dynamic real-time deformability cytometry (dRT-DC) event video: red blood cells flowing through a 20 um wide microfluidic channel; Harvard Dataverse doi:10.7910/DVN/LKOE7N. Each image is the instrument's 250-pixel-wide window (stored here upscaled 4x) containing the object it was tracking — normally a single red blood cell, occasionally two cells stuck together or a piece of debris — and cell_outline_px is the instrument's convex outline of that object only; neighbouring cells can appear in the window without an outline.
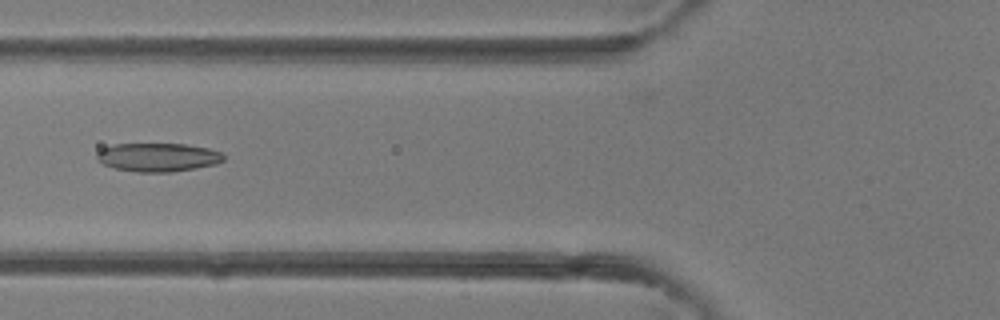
{"species": "common noctule bat (a hibernating species)", "species_latin": "Nyctalus noctula", "temperature_condition": "room temperature", "stored_images_in_passage": 39, "camera_frame_rate_fps": 3000, "um_per_image_px": 0.085, "animal": {"sex": "female"}, "frame": {"image": 1, "passage_image": 15, "time_ms": 4.667, "image_size_px": [1000, 320], "cell_outline_px": [[224, 160], [216, 164], [196, 168], [172, 172], [136, 172], [112, 168], [96, 160], [96, 152], [100, 148], [112, 144], [184, 144], [208, 148], [220, 152], [224, 156]], "centroid_in_image_um": [13.37, 13.37], "position_along_channel_um": 112.4, "area_um2": 21.33}}
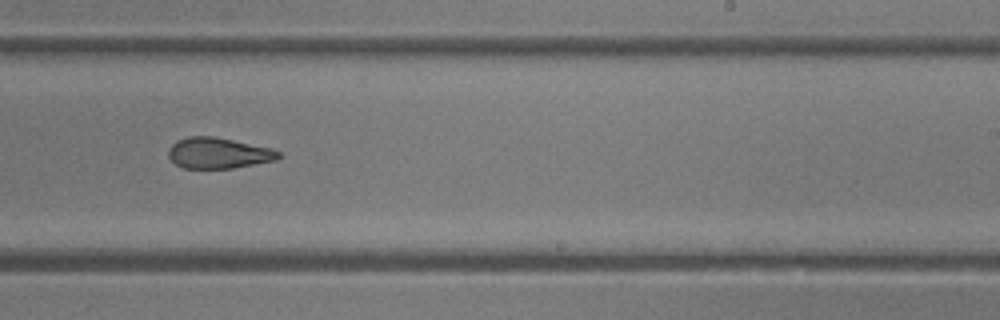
{"frame": {"image": 2, "passage_image": 24, "time_ms": 7.667, "image_size_px": [1000, 320], "cell_outline_px": [[280, 156], [276, 160], [232, 168], [184, 168], [176, 164], [168, 156], [168, 148], [176, 140], [188, 136], [216, 136], [268, 148], [280, 152]], "centroid_in_image_um": [18.51, 13.0], "position_along_channel_um": 270.5, "area_um2": 19.65}}
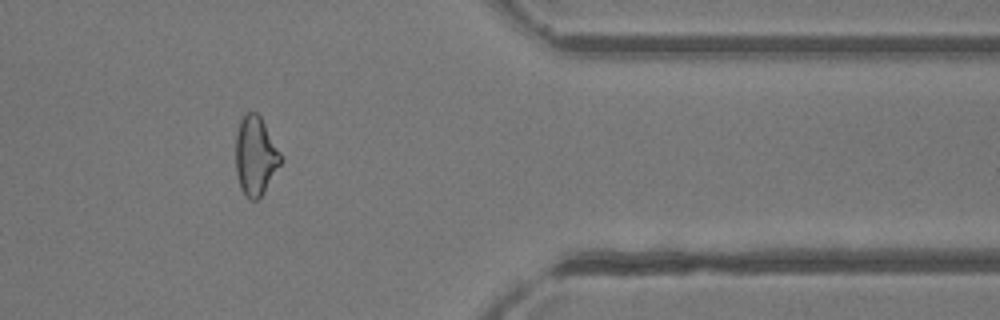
{"frame": {"image": 3, "passage_image": 32, "time_ms": 10.333, "image_size_px": [1000, 320], "cell_outline_px": [[284, 160], [264, 192], [256, 200], [248, 200], [244, 196], [240, 188], [236, 172], [236, 136], [240, 120], [244, 112], [256, 112], [260, 116], [284, 156]], "centroid_in_image_um": [21.74, 13.26], "position_along_channel_um": 389.7, "area_um2": 21.15}}